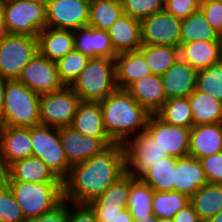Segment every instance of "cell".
<instances>
[{
    "label": "cell",
    "instance_id": "obj_26",
    "mask_svg": "<svg viewBox=\"0 0 222 222\" xmlns=\"http://www.w3.org/2000/svg\"><path fill=\"white\" fill-rule=\"evenodd\" d=\"M38 52L56 62L74 50L72 30L45 27L38 35Z\"/></svg>",
    "mask_w": 222,
    "mask_h": 222
},
{
    "label": "cell",
    "instance_id": "obj_3",
    "mask_svg": "<svg viewBox=\"0 0 222 222\" xmlns=\"http://www.w3.org/2000/svg\"><path fill=\"white\" fill-rule=\"evenodd\" d=\"M3 182L13 193L26 221L52 210L63 200V182Z\"/></svg>",
    "mask_w": 222,
    "mask_h": 222
},
{
    "label": "cell",
    "instance_id": "obj_18",
    "mask_svg": "<svg viewBox=\"0 0 222 222\" xmlns=\"http://www.w3.org/2000/svg\"><path fill=\"white\" fill-rule=\"evenodd\" d=\"M73 34L75 50L89 58L103 57L115 59L117 53L114 51L108 31L87 25L74 30Z\"/></svg>",
    "mask_w": 222,
    "mask_h": 222
},
{
    "label": "cell",
    "instance_id": "obj_42",
    "mask_svg": "<svg viewBox=\"0 0 222 222\" xmlns=\"http://www.w3.org/2000/svg\"><path fill=\"white\" fill-rule=\"evenodd\" d=\"M207 182L222 185V152L200 159Z\"/></svg>",
    "mask_w": 222,
    "mask_h": 222
},
{
    "label": "cell",
    "instance_id": "obj_48",
    "mask_svg": "<svg viewBox=\"0 0 222 222\" xmlns=\"http://www.w3.org/2000/svg\"><path fill=\"white\" fill-rule=\"evenodd\" d=\"M174 222H202L189 203L174 215Z\"/></svg>",
    "mask_w": 222,
    "mask_h": 222
},
{
    "label": "cell",
    "instance_id": "obj_6",
    "mask_svg": "<svg viewBox=\"0 0 222 222\" xmlns=\"http://www.w3.org/2000/svg\"><path fill=\"white\" fill-rule=\"evenodd\" d=\"M3 25L8 34L37 37L46 27V2L3 0Z\"/></svg>",
    "mask_w": 222,
    "mask_h": 222
},
{
    "label": "cell",
    "instance_id": "obj_2",
    "mask_svg": "<svg viewBox=\"0 0 222 222\" xmlns=\"http://www.w3.org/2000/svg\"><path fill=\"white\" fill-rule=\"evenodd\" d=\"M103 126L114 143L124 144L145 131L150 113L126 89H116L99 102Z\"/></svg>",
    "mask_w": 222,
    "mask_h": 222
},
{
    "label": "cell",
    "instance_id": "obj_21",
    "mask_svg": "<svg viewBox=\"0 0 222 222\" xmlns=\"http://www.w3.org/2000/svg\"><path fill=\"white\" fill-rule=\"evenodd\" d=\"M207 183L200 159L192 156L177 158L174 191L189 199Z\"/></svg>",
    "mask_w": 222,
    "mask_h": 222
},
{
    "label": "cell",
    "instance_id": "obj_36",
    "mask_svg": "<svg viewBox=\"0 0 222 222\" xmlns=\"http://www.w3.org/2000/svg\"><path fill=\"white\" fill-rule=\"evenodd\" d=\"M190 199L177 191H154L152 211L157 218H174V215L188 205Z\"/></svg>",
    "mask_w": 222,
    "mask_h": 222
},
{
    "label": "cell",
    "instance_id": "obj_23",
    "mask_svg": "<svg viewBox=\"0 0 222 222\" xmlns=\"http://www.w3.org/2000/svg\"><path fill=\"white\" fill-rule=\"evenodd\" d=\"M179 58L197 71L207 69L222 60V41L180 43Z\"/></svg>",
    "mask_w": 222,
    "mask_h": 222
},
{
    "label": "cell",
    "instance_id": "obj_14",
    "mask_svg": "<svg viewBox=\"0 0 222 222\" xmlns=\"http://www.w3.org/2000/svg\"><path fill=\"white\" fill-rule=\"evenodd\" d=\"M142 44L180 46L181 19L165 10L141 21Z\"/></svg>",
    "mask_w": 222,
    "mask_h": 222
},
{
    "label": "cell",
    "instance_id": "obj_9",
    "mask_svg": "<svg viewBox=\"0 0 222 222\" xmlns=\"http://www.w3.org/2000/svg\"><path fill=\"white\" fill-rule=\"evenodd\" d=\"M81 100L71 87L40 95V125L71 126Z\"/></svg>",
    "mask_w": 222,
    "mask_h": 222
},
{
    "label": "cell",
    "instance_id": "obj_20",
    "mask_svg": "<svg viewBox=\"0 0 222 222\" xmlns=\"http://www.w3.org/2000/svg\"><path fill=\"white\" fill-rule=\"evenodd\" d=\"M222 152V123L201 124L190 129L189 155L201 159Z\"/></svg>",
    "mask_w": 222,
    "mask_h": 222
},
{
    "label": "cell",
    "instance_id": "obj_8",
    "mask_svg": "<svg viewBox=\"0 0 222 222\" xmlns=\"http://www.w3.org/2000/svg\"><path fill=\"white\" fill-rule=\"evenodd\" d=\"M33 156L39 158L62 181L68 176L69 165L60 139L59 128L38 125L30 127Z\"/></svg>",
    "mask_w": 222,
    "mask_h": 222
},
{
    "label": "cell",
    "instance_id": "obj_15",
    "mask_svg": "<svg viewBox=\"0 0 222 222\" xmlns=\"http://www.w3.org/2000/svg\"><path fill=\"white\" fill-rule=\"evenodd\" d=\"M61 144L70 166L87 161L114 142L111 139L87 137L72 126L59 128Z\"/></svg>",
    "mask_w": 222,
    "mask_h": 222
},
{
    "label": "cell",
    "instance_id": "obj_51",
    "mask_svg": "<svg viewBox=\"0 0 222 222\" xmlns=\"http://www.w3.org/2000/svg\"><path fill=\"white\" fill-rule=\"evenodd\" d=\"M5 33L6 32L3 25V0H0V39L4 36Z\"/></svg>",
    "mask_w": 222,
    "mask_h": 222
},
{
    "label": "cell",
    "instance_id": "obj_16",
    "mask_svg": "<svg viewBox=\"0 0 222 222\" xmlns=\"http://www.w3.org/2000/svg\"><path fill=\"white\" fill-rule=\"evenodd\" d=\"M33 156L30 128L3 126L0 129V173L10 164Z\"/></svg>",
    "mask_w": 222,
    "mask_h": 222
},
{
    "label": "cell",
    "instance_id": "obj_56",
    "mask_svg": "<svg viewBox=\"0 0 222 222\" xmlns=\"http://www.w3.org/2000/svg\"><path fill=\"white\" fill-rule=\"evenodd\" d=\"M110 1L117 2V3L122 4L124 0H110Z\"/></svg>",
    "mask_w": 222,
    "mask_h": 222
},
{
    "label": "cell",
    "instance_id": "obj_46",
    "mask_svg": "<svg viewBox=\"0 0 222 222\" xmlns=\"http://www.w3.org/2000/svg\"><path fill=\"white\" fill-rule=\"evenodd\" d=\"M200 9L210 26L222 37V1L205 4Z\"/></svg>",
    "mask_w": 222,
    "mask_h": 222
},
{
    "label": "cell",
    "instance_id": "obj_13",
    "mask_svg": "<svg viewBox=\"0 0 222 222\" xmlns=\"http://www.w3.org/2000/svg\"><path fill=\"white\" fill-rule=\"evenodd\" d=\"M17 81L39 95L56 92L64 87L59 80L56 63L39 52L23 68Z\"/></svg>",
    "mask_w": 222,
    "mask_h": 222
},
{
    "label": "cell",
    "instance_id": "obj_24",
    "mask_svg": "<svg viewBox=\"0 0 222 222\" xmlns=\"http://www.w3.org/2000/svg\"><path fill=\"white\" fill-rule=\"evenodd\" d=\"M126 90L150 114H156L167 100L161 76L154 74L135 81Z\"/></svg>",
    "mask_w": 222,
    "mask_h": 222
},
{
    "label": "cell",
    "instance_id": "obj_54",
    "mask_svg": "<svg viewBox=\"0 0 222 222\" xmlns=\"http://www.w3.org/2000/svg\"><path fill=\"white\" fill-rule=\"evenodd\" d=\"M219 1H222V0H198V4L199 6H203L208 3L219 2Z\"/></svg>",
    "mask_w": 222,
    "mask_h": 222
},
{
    "label": "cell",
    "instance_id": "obj_37",
    "mask_svg": "<svg viewBox=\"0 0 222 222\" xmlns=\"http://www.w3.org/2000/svg\"><path fill=\"white\" fill-rule=\"evenodd\" d=\"M89 57L77 50L70 51L65 57L57 60L56 66L60 82L71 87L82 70L86 67Z\"/></svg>",
    "mask_w": 222,
    "mask_h": 222
},
{
    "label": "cell",
    "instance_id": "obj_49",
    "mask_svg": "<svg viewBox=\"0 0 222 222\" xmlns=\"http://www.w3.org/2000/svg\"><path fill=\"white\" fill-rule=\"evenodd\" d=\"M7 81L8 80L6 78L0 75V129L5 126L3 99L5 95V86Z\"/></svg>",
    "mask_w": 222,
    "mask_h": 222
},
{
    "label": "cell",
    "instance_id": "obj_40",
    "mask_svg": "<svg viewBox=\"0 0 222 222\" xmlns=\"http://www.w3.org/2000/svg\"><path fill=\"white\" fill-rule=\"evenodd\" d=\"M131 187V175L124 174L115 183L108 187L99 197L90 203L127 204Z\"/></svg>",
    "mask_w": 222,
    "mask_h": 222
},
{
    "label": "cell",
    "instance_id": "obj_43",
    "mask_svg": "<svg viewBox=\"0 0 222 222\" xmlns=\"http://www.w3.org/2000/svg\"><path fill=\"white\" fill-rule=\"evenodd\" d=\"M199 9L198 0H167L164 3V10L181 20Z\"/></svg>",
    "mask_w": 222,
    "mask_h": 222
},
{
    "label": "cell",
    "instance_id": "obj_25",
    "mask_svg": "<svg viewBox=\"0 0 222 222\" xmlns=\"http://www.w3.org/2000/svg\"><path fill=\"white\" fill-rule=\"evenodd\" d=\"M108 33L117 54L139 50L142 46L141 21L127 14L116 20Z\"/></svg>",
    "mask_w": 222,
    "mask_h": 222
},
{
    "label": "cell",
    "instance_id": "obj_32",
    "mask_svg": "<svg viewBox=\"0 0 222 222\" xmlns=\"http://www.w3.org/2000/svg\"><path fill=\"white\" fill-rule=\"evenodd\" d=\"M154 190L140 178L131 176V187L128 196L127 209L132 218L150 217L153 215L152 202Z\"/></svg>",
    "mask_w": 222,
    "mask_h": 222
},
{
    "label": "cell",
    "instance_id": "obj_47",
    "mask_svg": "<svg viewBox=\"0 0 222 222\" xmlns=\"http://www.w3.org/2000/svg\"><path fill=\"white\" fill-rule=\"evenodd\" d=\"M27 222H68V201L63 199L52 210Z\"/></svg>",
    "mask_w": 222,
    "mask_h": 222
},
{
    "label": "cell",
    "instance_id": "obj_52",
    "mask_svg": "<svg viewBox=\"0 0 222 222\" xmlns=\"http://www.w3.org/2000/svg\"><path fill=\"white\" fill-rule=\"evenodd\" d=\"M133 222H157V217L155 215L150 217H140L139 219H135Z\"/></svg>",
    "mask_w": 222,
    "mask_h": 222
},
{
    "label": "cell",
    "instance_id": "obj_45",
    "mask_svg": "<svg viewBox=\"0 0 222 222\" xmlns=\"http://www.w3.org/2000/svg\"><path fill=\"white\" fill-rule=\"evenodd\" d=\"M68 222H98L95 211L89 204L68 201Z\"/></svg>",
    "mask_w": 222,
    "mask_h": 222
},
{
    "label": "cell",
    "instance_id": "obj_31",
    "mask_svg": "<svg viewBox=\"0 0 222 222\" xmlns=\"http://www.w3.org/2000/svg\"><path fill=\"white\" fill-rule=\"evenodd\" d=\"M177 157L167 156L148 169L140 179L154 191H174Z\"/></svg>",
    "mask_w": 222,
    "mask_h": 222
},
{
    "label": "cell",
    "instance_id": "obj_11",
    "mask_svg": "<svg viewBox=\"0 0 222 222\" xmlns=\"http://www.w3.org/2000/svg\"><path fill=\"white\" fill-rule=\"evenodd\" d=\"M91 0H52L46 2V27L77 30L88 25Z\"/></svg>",
    "mask_w": 222,
    "mask_h": 222
},
{
    "label": "cell",
    "instance_id": "obj_5",
    "mask_svg": "<svg viewBox=\"0 0 222 222\" xmlns=\"http://www.w3.org/2000/svg\"><path fill=\"white\" fill-rule=\"evenodd\" d=\"M5 126L30 128L40 125V95L17 80L5 86Z\"/></svg>",
    "mask_w": 222,
    "mask_h": 222
},
{
    "label": "cell",
    "instance_id": "obj_17",
    "mask_svg": "<svg viewBox=\"0 0 222 222\" xmlns=\"http://www.w3.org/2000/svg\"><path fill=\"white\" fill-rule=\"evenodd\" d=\"M2 181L63 182L39 158L30 156L10 164L0 176Z\"/></svg>",
    "mask_w": 222,
    "mask_h": 222
},
{
    "label": "cell",
    "instance_id": "obj_34",
    "mask_svg": "<svg viewBox=\"0 0 222 222\" xmlns=\"http://www.w3.org/2000/svg\"><path fill=\"white\" fill-rule=\"evenodd\" d=\"M124 14L122 4L110 0H91L88 26L108 31Z\"/></svg>",
    "mask_w": 222,
    "mask_h": 222
},
{
    "label": "cell",
    "instance_id": "obj_30",
    "mask_svg": "<svg viewBox=\"0 0 222 222\" xmlns=\"http://www.w3.org/2000/svg\"><path fill=\"white\" fill-rule=\"evenodd\" d=\"M222 41V37L208 23L201 9L181 20L180 43Z\"/></svg>",
    "mask_w": 222,
    "mask_h": 222
},
{
    "label": "cell",
    "instance_id": "obj_53",
    "mask_svg": "<svg viewBox=\"0 0 222 222\" xmlns=\"http://www.w3.org/2000/svg\"><path fill=\"white\" fill-rule=\"evenodd\" d=\"M207 222H222V210L216 216L209 219Z\"/></svg>",
    "mask_w": 222,
    "mask_h": 222
},
{
    "label": "cell",
    "instance_id": "obj_19",
    "mask_svg": "<svg viewBox=\"0 0 222 222\" xmlns=\"http://www.w3.org/2000/svg\"><path fill=\"white\" fill-rule=\"evenodd\" d=\"M197 70L178 58L161 76L167 99L189 97L196 87Z\"/></svg>",
    "mask_w": 222,
    "mask_h": 222
},
{
    "label": "cell",
    "instance_id": "obj_35",
    "mask_svg": "<svg viewBox=\"0 0 222 222\" xmlns=\"http://www.w3.org/2000/svg\"><path fill=\"white\" fill-rule=\"evenodd\" d=\"M156 115L170 125L186 128L193 126L192 111L188 97L167 99Z\"/></svg>",
    "mask_w": 222,
    "mask_h": 222
},
{
    "label": "cell",
    "instance_id": "obj_39",
    "mask_svg": "<svg viewBox=\"0 0 222 222\" xmlns=\"http://www.w3.org/2000/svg\"><path fill=\"white\" fill-rule=\"evenodd\" d=\"M0 222H27L10 188L1 179Z\"/></svg>",
    "mask_w": 222,
    "mask_h": 222
},
{
    "label": "cell",
    "instance_id": "obj_28",
    "mask_svg": "<svg viewBox=\"0 0 222 222\" xmlns=\"http://www.w3.org/2000/svg\"><path fill=\"white\" fill-rule=\"evenodd\" d=\"M193 126L222 123V101L196 89L188 97Z\"/></svg>",
    "mask_w": 222,
    "mask_h": 222
},
{
    "label": "cell",
    "instance_id": "obj_33",
    "mask_svg": "<svg viewBox=\"0 0 222 222\" xmlns=\"http://www.w3.org/2000/svg\"><path fill=\"white\" fill-rule=\"evenodd\" d=\"M143 53L152 74L162 76L179 58V47L142 44Z\"/></svg>",
    "mask_w": 222,
    "mask_h": 222
},
{
    "label": "cell",
    "instance_id": "obj_55",
    "mask_svg": "<svg viewBox=\"0 0 222 222\" xmlns=\"http://www.w3.org/2000/svg\"><path fill=\"white\" fill-rule=\"evenodd\" d=\"M157 222H174L173 218H157Z\"/></svg>",
    "mask_w": 222,
    "mask_h": 222
},
{
    "label": "cell",
    "instance_id": "obj_22",
    "mask_svg": "<svg viewBox=\"0 0 222 222\" xmlns=\"http://www.w3.org/2000/svg\"><path fill=\"white\" fill-rule=\"evenodd\" d=\"M115 73L118 89H127L135 81L152 74L140 50L117 54L115 57Z\"/></svg>",
    "mask_w": 222,
    "mask_h": 222
},
{
    "label": "cell",
    "instance_id": "obj_27",
    "mask_svg": "<svg viewBox=\"0 0 222 222\" xmlns=\"http://www.w3.org/2000/svg\"><path fill=\"white\" fill-rule=\"evenodd\" d=\"M71 126L87 137L111 139L103 126L99 102L81 101Z\"/></svg>",
    "mask_w": 222,
    "mask_h": 222
},
{
    "label": "cell",
    "instance_id": "obj_1",
    "mask_svg": "<svg viewBox=\"0 0 222 222\" xmlns=\"http://www.w3.org/2000/svg\"><path fill=\"white\" fill-rule=\"evenodd\" d=\"M124 174V146L113 143L87 161L71 166L63 180V199L76 204H89Z\"/></svg>",
    "mask_w": 222,
    "mask_h": 222
},
{
    "label": "cell",
    "instance_id": "obj_38",
    "mask_svg": "<svg viewBox=\"0 0 222 222\" xmlns=\"http://www.w3.org/2000/svg\"><path fill=\"white\" fill-rule=\"evenodd\" d=\"M195 89L222 101V60L197 71Z\"/></svg>",
    "mask_w": 222,
    "mask_h": 222
},
{
    "label": "cell",
    "instance_id": "obj_41",
    "mask_svg": "<svg viewBox=\"0 0 222 222\" xmlns=\"http://www.w3.org/2000/svg\"><path fill=\"white\" fill-rule=\"evenodd\" d=\"M124 14L142 21L149 16L164 10L163 0H124Z\"/></svg>",
    "mask_w": 222,
    "mask_h": 222
},
{
    "label": "cell",
    "instance_id": "obj_50",
    "mask_svg": "<svg viewBox=\"0 0 222 222\" xmlns=\"http://www.w3.org/2000/svg\"><path fill=\"white\" fill-rule=\"evenodd\" d=\"M133 221L134 219L132 218V215L127 208L121 210L119 216L115 220V222H133Z\"/></svg>",
    "mask_w": 222,
    "mask_h": 222
},
{
    "label": "cell",
    "instance_id": "obj_44",
    "mask_svg": "<svg viewBox=\"0 0 222 222\" xmlns=\"http://www.w3.org/2000/svg\"><path fill=\"white\" fill-rule=\"evenodd\" d=\"M95 211L98 222H115L121 210L127 208V204L113 203H89Z\"/></svg>",
    "mask_w": 222,
    "mask_h": 222
},
{
    "label": "cell",
    "instance_id": "obj_29",
    "mask_svg": "<svg viewBox=\"0 0 222 222\" xmlns=\"http://www.w3.org/2000/svg\"><path fill=\"white\" fill-rule=\"evenodd\" d=\"M202 222H207L222 210V185L207 182L189 202Z\"/></svg>",
    "mask_w": 222,
    "mask_h": 222
},
{
    "label": "cell",
    "instance_id": "obj_10",
    "mask_svg": "<svg viewBox=\"0 0 222 222\" xmlns=\"http://www.w3.org/2000/svg\"><path fill=\"white\" fill-rule=\"evenodd\" d=\"M125 173L140 178L148 169L169 156L148 134L142 131L124 144Z\"/></svg>",
    "mask_w": 222,
    "mask_h": 222
},
{
    "label": "cell",
    "instance_id": "obj_12",
    "mask_svg": "<svg viewBox=\"0 0 222 222\" xmlns=\"http://www.w3.org/2000/svg\"><path fill=\"white\" fill-rule=\"evenodd\" d=\"M190 129L167 124L151 114L145 130L169 156L180 158L189 155Z\"/></svg>",
    "mask_w": 222,
    "mask_h": 222
},
{
    "label": "cell",
    "instance_id": "obj_7",
    "mask_svg": "<svg viewBox=\"0 0 222 222\" xmlns=\"http://www.w3.org/2000/svg\"><path fill=\"white\" fill-rule=\"evenodd\" d=\"M37 52V37L5 33L0 39V75L17 80Z\"/></svg>",
    "mask_w": 222,
    "mask_h": 222
},
{
    "label": "cell",
    "instance_id": "obj_4",
    "mask_svg": "<svg viewBox=\"0 0 222 222\" xmlns=\"http://www.w3.org/2000/svg\"><path fill=\"white\" fill-rule=\"evenodd\" d=\"M71 88L81 101L100 102L117 89L115 59L89 58Z\"/></svg>",
    "mask_w": 222,
    "mask_h": 222
}]
</instances>
